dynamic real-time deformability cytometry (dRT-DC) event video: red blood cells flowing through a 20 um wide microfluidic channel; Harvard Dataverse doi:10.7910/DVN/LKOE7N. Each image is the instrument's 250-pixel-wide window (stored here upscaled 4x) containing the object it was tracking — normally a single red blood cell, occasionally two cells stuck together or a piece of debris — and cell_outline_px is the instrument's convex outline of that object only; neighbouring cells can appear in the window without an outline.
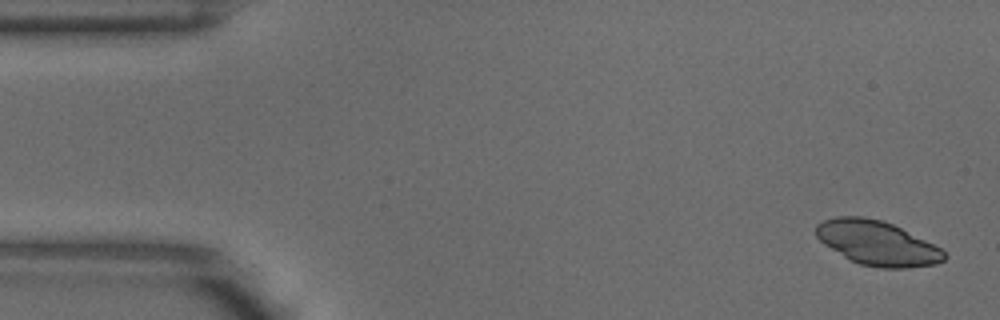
{"species": "common noctule bat (a hibernating species)", "species_latin": "Nyctalus noctula", "temperature_condition": "warm", "stored_images_in_passage": 5, "camera_frame_rate_fps": 3000, "um_per_image_px": 0.085, "animal": {"sex": "male", "body_mass_g": 18.8}, "frame": {"image": 1, "passage_image": 1, "time_ms": 0.0, "image_size_px": [1000, 320], "cell_outline_px": [[948, 256], [944, 260], [936, 264], [908, 268], [880, 268], [860, 264], [844, 256], [824, 244], [816, 236], [816, 224], [824, 220], [836, 216], [864, 216], [884, 220], [940, 248]], "centroid_in_image_um": [74.55, 20.65], "position_along_channel_um": 10.5, "area_um2": 32.95}}
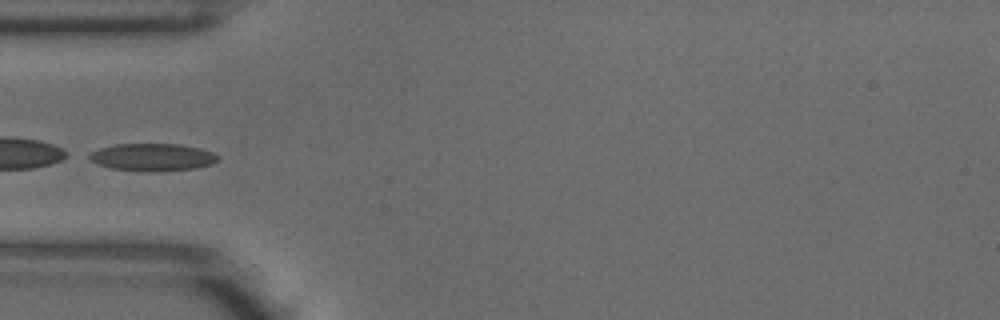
{"frame": {"image": 2, "passage_image": 5, "time_ms": 1.333, "image_size_px": [1000, 320], "cell_outline_px": [[220, 156], [212, 164], [196, 168], [148, 172], [140, 172], [112, 168], [100, 164], [84, 156], [100, 148], [116, 144], [180, 144], [200, 148], [212, 152]], "centroid_in_image_um": [12.96, 13.36], "position_along_channel_um": 72.0, "area_um2": 20.58}}